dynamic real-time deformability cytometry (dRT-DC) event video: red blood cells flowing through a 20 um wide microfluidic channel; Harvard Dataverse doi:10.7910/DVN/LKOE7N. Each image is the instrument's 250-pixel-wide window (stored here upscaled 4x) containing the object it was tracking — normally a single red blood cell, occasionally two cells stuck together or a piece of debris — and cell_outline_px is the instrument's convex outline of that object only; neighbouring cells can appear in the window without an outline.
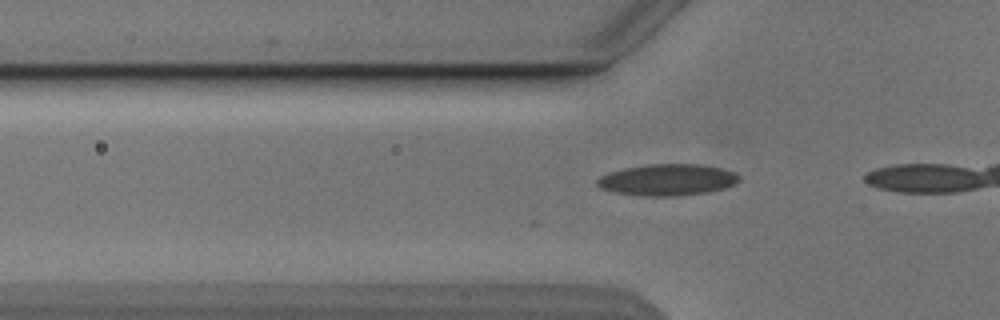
{"species": "Egyptian fruit bat (a non-hibernating species)", "species_latin": "Rousettus aegyptiacus", "temperature_condition": "cold", "stored_images_in_passage": 8, "camera_frame_rate_fps": 3000, "um_per_image_px": 0.085, "animal": {"sex": "male"}, "frame": {"image": 1, "passage_image": 3, "time_ms": 0.667, "image_size_px": [1000, 320], "cell_outline_px": [[740, 180], [724, 188], [708, 192], [676, 196], [644, 196], [616, 192], [600, 188], [596, 184], [596, 180], [600, 176], [608, 172], [624, 168], [644, 164], [700, 164], [720, 168], [732, 172], [740, 176]], "centroid_in_image_um": [56.69, 15.28], "position_along_channel_um": 69.1, "area_um2": 26.01}}